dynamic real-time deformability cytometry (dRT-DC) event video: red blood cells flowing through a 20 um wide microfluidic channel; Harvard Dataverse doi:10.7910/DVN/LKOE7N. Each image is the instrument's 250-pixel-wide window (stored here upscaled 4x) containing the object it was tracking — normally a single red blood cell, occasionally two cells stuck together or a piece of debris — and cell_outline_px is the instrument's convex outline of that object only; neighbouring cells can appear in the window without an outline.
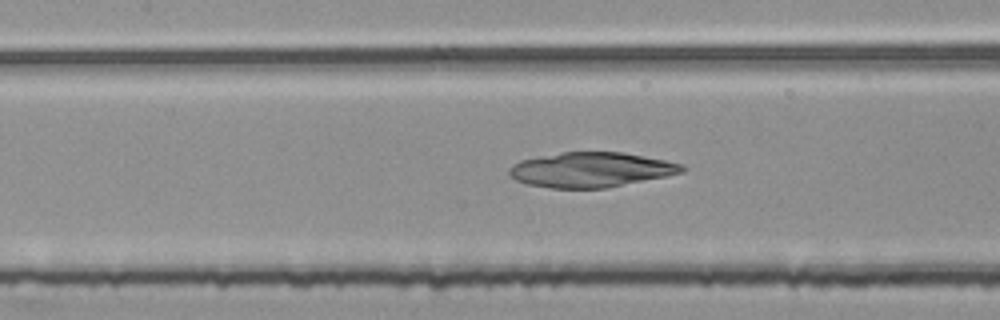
{"species": "common noctule bat (a hibernating species)", "species_latin": "Nyctalus noctula", "temperature_condition": "room temperature", "stored_images_in_passage": 46, "camera_frame_rate_fps": 3000, "um_per_image_px": 0.085, "animal": {"sex": "female", "body_mass_g": 25.1}, "frame": {"image": 1, "passage_image": 23, "time_ms": 7.333, "image_size_px": [1000, 320], "cell_outline_px": [[684, 172], [608, 188], [552, 188], [528, 184], [516, 180], [508, 176], [508, 168], [512, 164], [520, 160], [560, 152], [624, 152], [684, 164]], "centroid_in_image_um": [50.2, 14.42], "position_along_channel_um": 157.2, "area_um2": 35.2}}
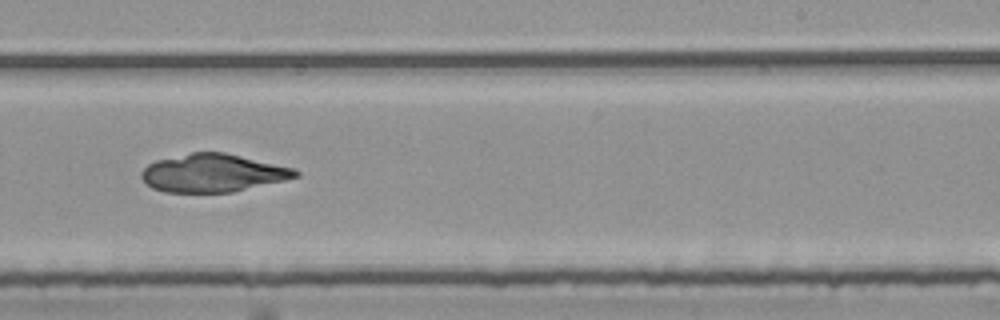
{"frame": {"image": 2, "passage_image": 32, "time_ms": 10.333, "image_size_px": [1000, 320], "cell_outline_px": [[300, 176], [284, 180], [232, 192], [164, 192], [152, 188], [140, 176], [140, 172], [148, 164], [156, 160], [192, 152], [224, 152], [296, 168], [300, 172]], "centroid_in_image_um": [18.1, 14.7], "position_along_channel_um": 270.9, "area_um2": 34.1}}
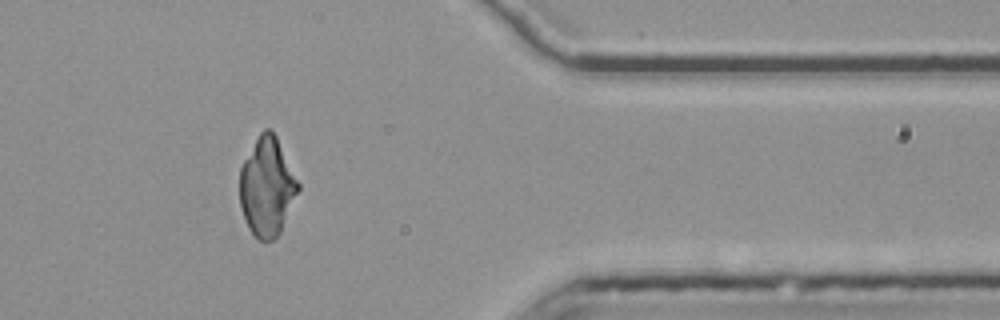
{"frame": {"image": 3, "passage_image": 43, "time_ms": 14.0, "image_size_px": [1000, 320], "cell_outline_px": [[300, 188], [280, 232], [272, 240], [260, 240], [248, 228], [240, 204], [240, 168], [244, 160], [260, 132], [264, 128], [268, 128], [276, 136], [300, 184]], "centroid_in_image_um": [22.7, 15.87], "position_along_channel_um": 388.7, "area_um2": 33.12}}